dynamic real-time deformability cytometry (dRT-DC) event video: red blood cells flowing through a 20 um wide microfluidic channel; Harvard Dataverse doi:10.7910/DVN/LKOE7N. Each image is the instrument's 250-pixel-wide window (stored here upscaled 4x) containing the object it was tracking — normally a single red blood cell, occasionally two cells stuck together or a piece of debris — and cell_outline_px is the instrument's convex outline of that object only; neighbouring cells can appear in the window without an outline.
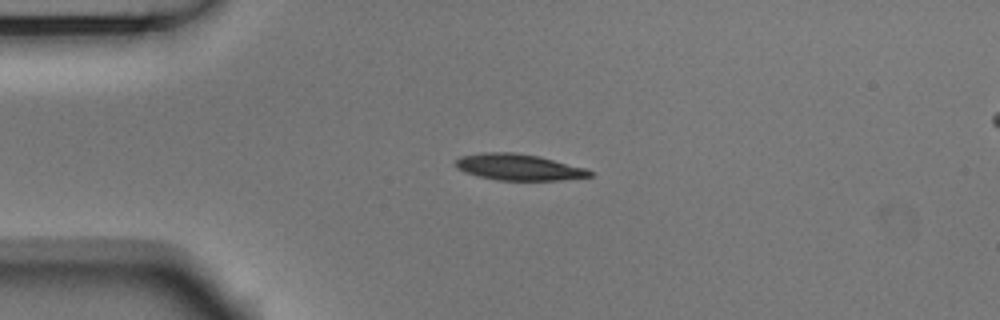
{"species": "Egyptian fruit bat (a non-hibernating species)", "species_latin": "Rousettus aegyptiacus", "temperature_condition": "room temperature", "stored_images_in_passage": 42, "camera_frame_rate_fps": 3000, "um_per_image_px": 0.085, "animal": {"sex": "male"}, "frame": {"image": 1, "passage_image": 1, "time_ms": 0.0, "image_size_px": [1000, 320], "cell_outline_px": [[592, 176], [560, 180], [496, 180], [464, 172], [456, 168], [456, 160], [460, 156], [480, 152], [516, 152], [540, 156], [588, 168], [592, 172]], "centroid_in_image_um": [44.1, 14.19], "position_along_channel_um": 40.9, "area_um2": 20.75}}
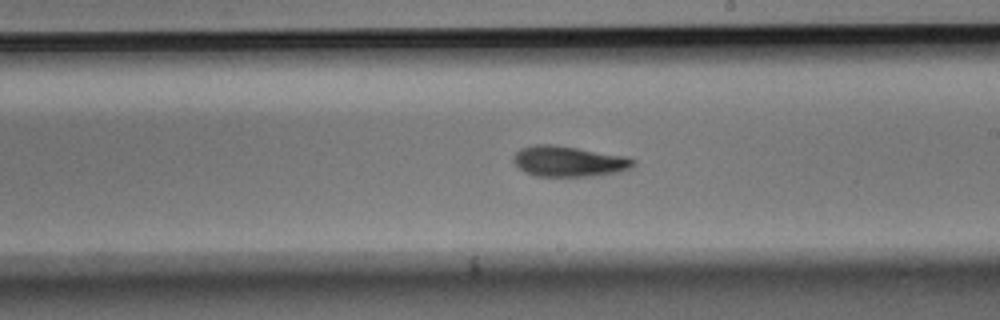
{"frame": {"image": 2, "passage_image": 19, "time_ms": 6.0, "image_size_px": [1000, 320], "cell_outline_px": [[636, 164], [632, 168], [620, 172], [600, 176], [536, 176], [524, 172], [512, 160], [512, 156], [520, 148], [536, 144], [552, 144], [624, 156], [636, 160]], "centroid_in_image_um": [48.36, 13.72], "position_along_channel_um": 240.6, "area_um2": 21.5}}
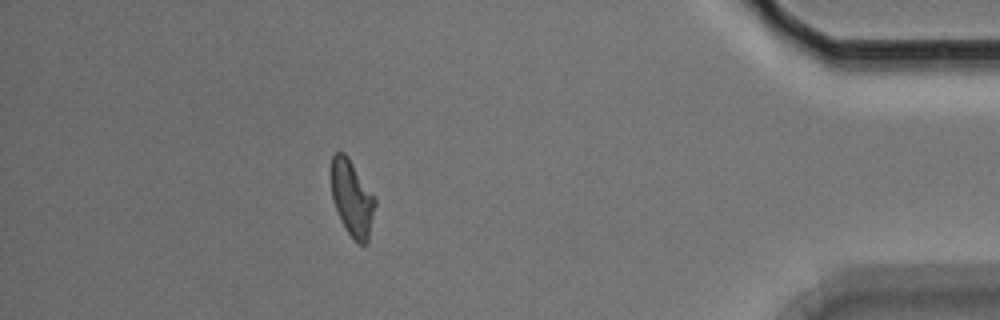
{"frame": {"image": 3, "passage_image": 36, "time_ms": 11.667, "image_size_px": [1000, 320], "cell_outline_px": [[376, 204], [368, 240], [364, 244], [356, 244], [348, 232], [332, 200], [328, 172], [332, 156], [336, 152], [344, 152], [348, 156], [376, 196]], "centroid_in_image_um": [29.9, 16.77], "position_along_channel_um": 405.3, "area_um2": 20.0}, "authors_computed_cell_mechanics": {"area_um2": 20.7791, "velocity_mm_per_s": 3.7404, "shape_relaxation_time_tau1_ms": 4.1339, "shape_relaxation_time_tau2_ms": 8.9385, "deformation_change_tau1": 0.1619, "deformation_change_tau2": 0.1615}}